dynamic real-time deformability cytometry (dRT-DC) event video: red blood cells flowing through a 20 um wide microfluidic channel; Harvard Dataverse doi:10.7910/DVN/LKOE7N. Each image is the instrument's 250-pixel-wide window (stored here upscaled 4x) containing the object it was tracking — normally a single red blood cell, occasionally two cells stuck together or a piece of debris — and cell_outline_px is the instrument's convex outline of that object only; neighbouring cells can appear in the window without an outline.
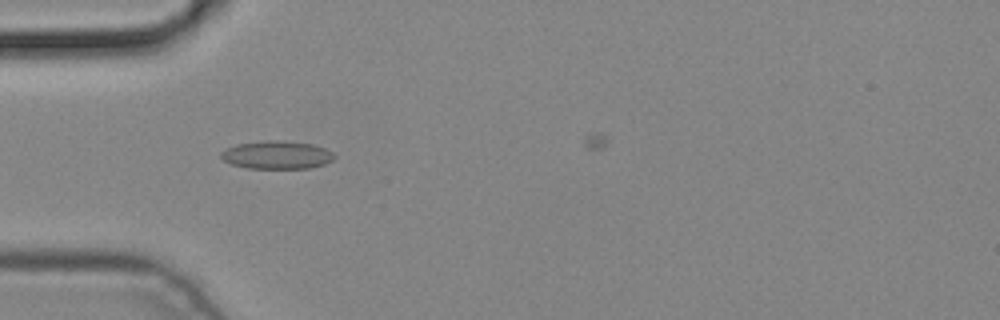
{"species": "common noctule bat (a hibernating species)", "species_latin": "Nyctalus noctula", "temperature_condition": "cold", "stored_images_in_passage": 4, "camera_frame_rate_fps": 3000, "um_per_image_px": 0.085, "animal": {"sex": "male", "body_mass_g": 19.2, "forearm_length_mm": 51.8}, "frame": {"image": 1, "passage_image": 2, "time_ms": 0.333, "image_size_px": [1000, 320], "cell_outline_px": [[336, 156], [332, 160], [324, 164], [308, 168], [248, 168], [232, 164], [224, 160], [220, 156], [220, 152], [236, 144], [268, 140], [276, 140], [312, 144], [324, 148], [332, 152]], "centroid_in_image_um": [23.53, 13.17], "position_along_channel_um": 61.5, "area_um2": 18.32}}
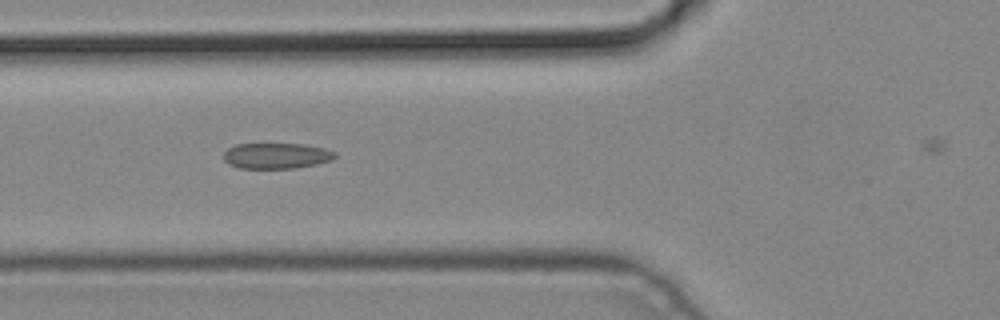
{"frame": {"image": 2, "passage_image": 3, "time_ms": 0.667, "image_size_px": [1000, 320], "cell_outline_px": [[336, 156], [332, 160], [316, 164], [292, 168], [240, 168], [228, 164], [224, 160], [224, 152], [228, 148], [236, 144], [304, 144], [324, 148], [336, 152]], "centroid_in_image_um": [23.49, 13.24], "position_along_channel_um": 102.3, "area_um2": 16.65}}
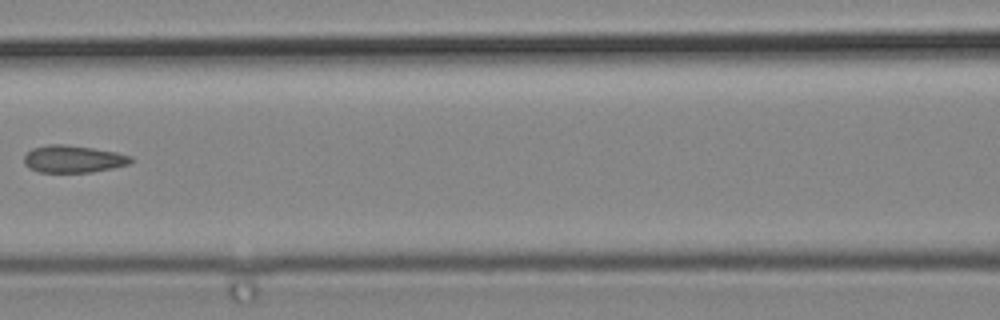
{"frame": {"image": 3, "passage_image": 4, "time_ms": 1.0, "image_size_px": [1000, 320], "cell_outline_px": [[132, 160], [128, 164], [112, 168], [92, 172], [36, 172], [28, 168], [24, 164], [24, 156], [32, 148], [48, 144], [64, 144], [92, 148], [116, 152], [132, 156]], "centroid_in_image_um": [6.18, 13.52], "position_along_channel_um": 160.4, "area_um2": 16.99}}